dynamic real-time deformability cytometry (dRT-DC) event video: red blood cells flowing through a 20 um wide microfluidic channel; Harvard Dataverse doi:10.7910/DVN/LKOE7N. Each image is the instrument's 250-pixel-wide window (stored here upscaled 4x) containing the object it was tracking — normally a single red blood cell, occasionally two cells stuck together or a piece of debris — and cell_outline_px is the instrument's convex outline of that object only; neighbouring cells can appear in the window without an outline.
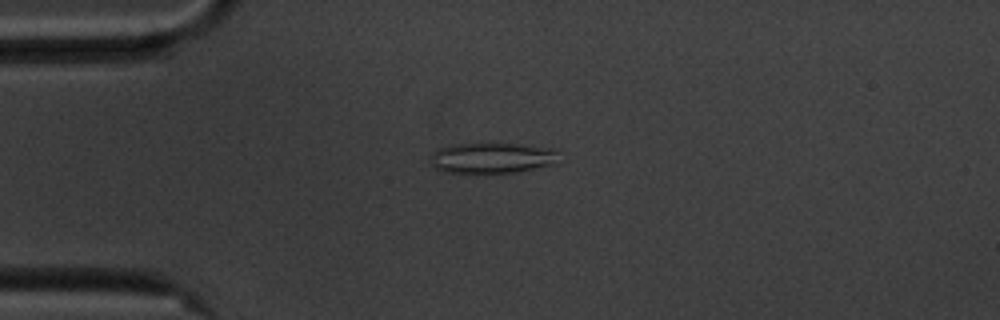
{"species": "common noctule bat (a hibernating species)", "species_latin": "Nyctalus noctula", "temperature_condition": "cold", "stored_images_in_passage": 46, "camera_frame_rate_fps": 3000, "um_per_image_px": 0.085, "animal": {"sex": "male", "body_mass_g": 20.1, "forearm_length_mm": 53.5}, "frame": {"image": 1, "passage_image": 4, "time_ms": 1.0, "image_size_px": [1000, 320], "cell_outline_px": [[556, 164], [516, 172], [444, 172], [436, 168], [428, 160], [432, 152], [436, 148], [452, 144], [488, 140], [556, 148]], "centroid_in_image_um": [41.78, 13.36], "position_along_channel_um": 43.2, "area_um2": 23.93}}
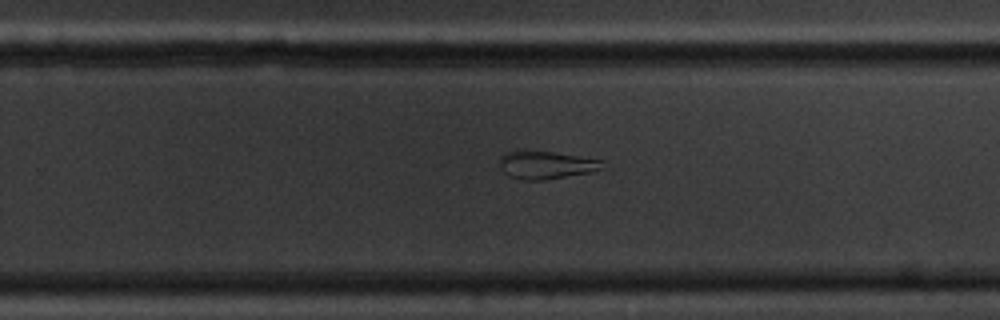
{"frame": {"image": 2, "passage_image": 26, "time_ms": 8.333, "image_size_px": [1000, 320], "cell_outline_px": [[604, 168], [592, 172], [544, 180], [524, 180], [508, 176], [500, 168], [496, 160], [504, 152], [516, 148], [552, 152], [604, 160]], "centroid_in_image_um": [46.33, 13.99], "position_along_channel_um": 283.5, "area_um2": 17.4}}
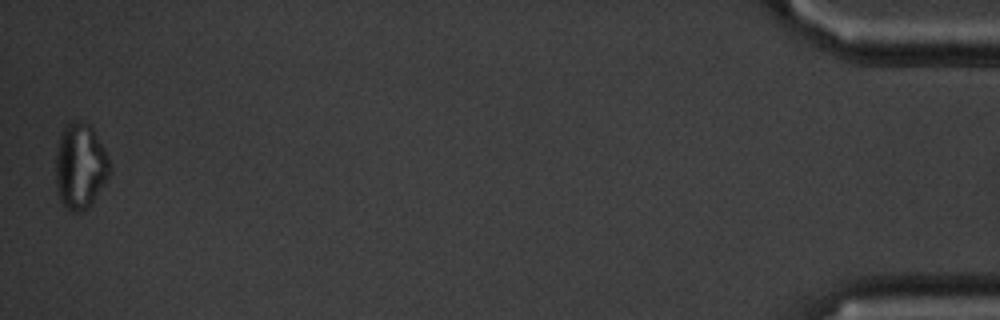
{"frame": {"image": 3, "passage_image": 46, "time_ms": 15.0, "image_size_px": [1000, 320], "cell_outline_px": [[112, 172], [88, 208], [80, 212], [76, 212], [68, 208], [60, 200], [56, 184], [56, 152], [60, 136], [64, 124], [72, 120], [80, 120], [88, 124], [92, 128], [104, 148], [112, 168]], "centroid_in_image_um": [6.83, 14.09], "position_along_channel_um": 428.4, "area_um2": 26.99}, "authors_computed_cell_mechanics": {"area_um2": 19.7387, "velocity_mm_per_s": 3.55, "shape_relaxation_time_tau1_ms": null, "shape_relaxation_time_tau2_ms": 3.6239, "deformation_change_tau1": null, "deformation_change_tau2": 0.1181}}